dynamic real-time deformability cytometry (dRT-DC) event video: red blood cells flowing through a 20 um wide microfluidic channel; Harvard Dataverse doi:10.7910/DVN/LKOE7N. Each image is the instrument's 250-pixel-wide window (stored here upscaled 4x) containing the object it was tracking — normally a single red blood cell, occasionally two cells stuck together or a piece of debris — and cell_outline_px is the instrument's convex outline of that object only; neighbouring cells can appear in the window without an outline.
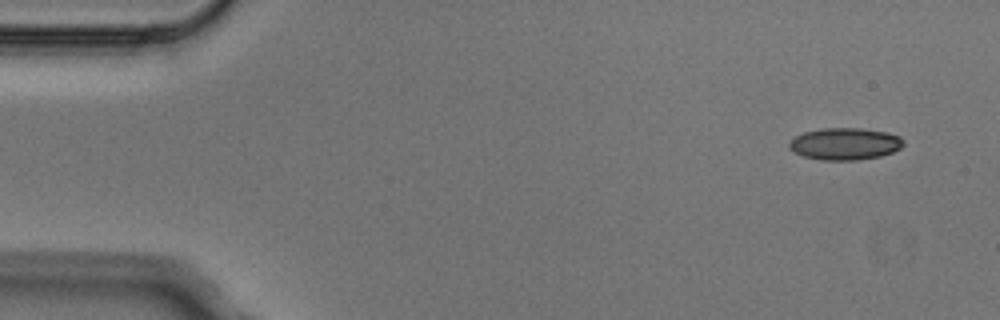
{"species": "Egyptian fruit bat (a non-hibernating species)", "species_latin": "Rousettus aegyptiacus", "temperature_condition": "cold", "stored_images_in_passage": 4, "camera_frame_rate_fps": 3000, "um_per_image_px": 0.085, "animal": {"sex": "male"}, "frame": {"image": 1, "passage_image": 1, "time_ms": 0.0, "image_size_px": [1000, 320], "cell_outline_px": [[904, 144], [900, 148], [892, 152], [880, 156], [856, 160], [820, 160], [804, 156], [788, 148], [788, 144], [796, 136], [804, 132], [820, 128], [860, 128], [888, 132], [900, 136], [904, 140]], "centroid_in_image_um": [71.84, 12.22], "position_along_channel_um": 13.2, "area_um2": 21.33}}
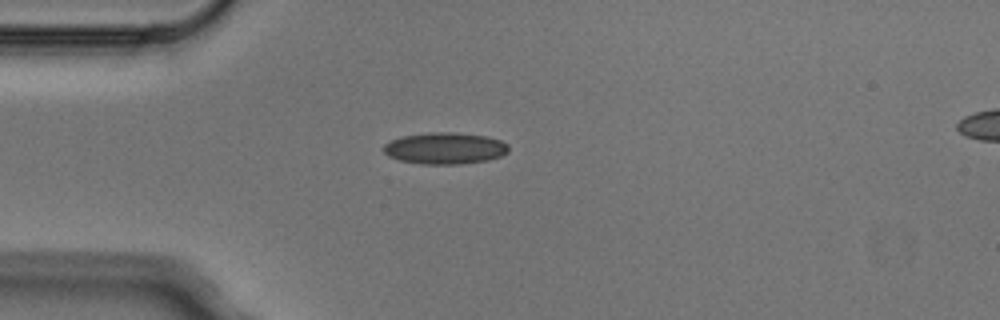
{"frame": {"image": 2, "passage_image": 4, "time_ms": 1.0, "image_size_px": [1000, 320], "cell_outline_px": [[508, 152], [500, 156], [488, 160], [460, 164], [420, 164], [400, 160], [388, 156], [384, 152], [384, 144], [388, 140], [400, 136], [428, 132], [452, 132], [488, 136], [500, 140], [508, 144]], "centroid_in_image_um": [37.8, 12.59], "position_along_channel_um": 47.2, "area_um2": 23.24}}